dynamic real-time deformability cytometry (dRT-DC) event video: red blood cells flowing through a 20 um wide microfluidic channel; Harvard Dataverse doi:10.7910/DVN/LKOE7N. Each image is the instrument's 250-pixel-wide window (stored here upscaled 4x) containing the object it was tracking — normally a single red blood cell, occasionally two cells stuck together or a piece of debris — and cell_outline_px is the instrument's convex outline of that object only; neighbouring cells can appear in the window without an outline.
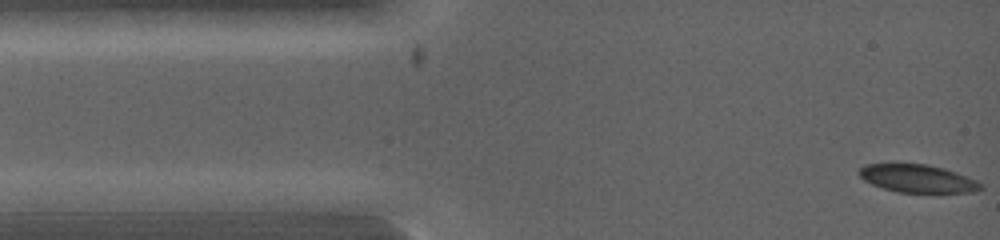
{"species": "common noctule bat (a hibernating species)", "species_latin": "Nyctalus noctula", "temperature_condition": "warm", "stored_images_in_passage": 12, "camera_frame_rate_fps": 5000, "um_per_image_px": 0.085, "animal": {"sex": "female", "body_mass_g": 19.0, "forearm_length_mm": 53.3}, "frame": {"image": 1, "passage_image": 1, "time_ms": 0.0, "image_size_px": [1000, 240], "cell_outline_px": [[984, 188], [972, 192], [896, 192], [872, 184], [864, 180], [856, 172], [864, 164], [896, 160], [928, 164], [944, 168], [956, 172], [976, 180]], "centroid_in_image_um": [77.88, 15.11], "position_along_channel_um": 7.1, "area_um2": 20.58}}
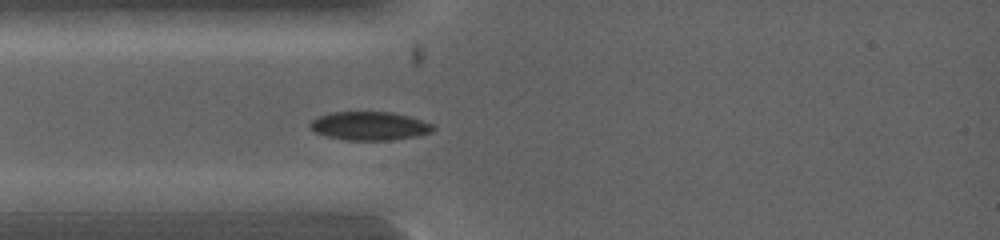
{"frame": {"image": 2, "passage_image": 10, "time_ms": 2.0, "image_size_px": [1000, 240], "cell_outline_px": [[436, 128], [432, 132], [412, 136], [388, 140], [348, 140], [328, 136], [316, 132], [308, 124], [312, 120], [328, 112], [392, 112], [408, 116], [432, 124]], "centroid_in_image_um": [31.4, 10.69], "position_along_channel_um": 53.6, "area_um2": 20.11}}